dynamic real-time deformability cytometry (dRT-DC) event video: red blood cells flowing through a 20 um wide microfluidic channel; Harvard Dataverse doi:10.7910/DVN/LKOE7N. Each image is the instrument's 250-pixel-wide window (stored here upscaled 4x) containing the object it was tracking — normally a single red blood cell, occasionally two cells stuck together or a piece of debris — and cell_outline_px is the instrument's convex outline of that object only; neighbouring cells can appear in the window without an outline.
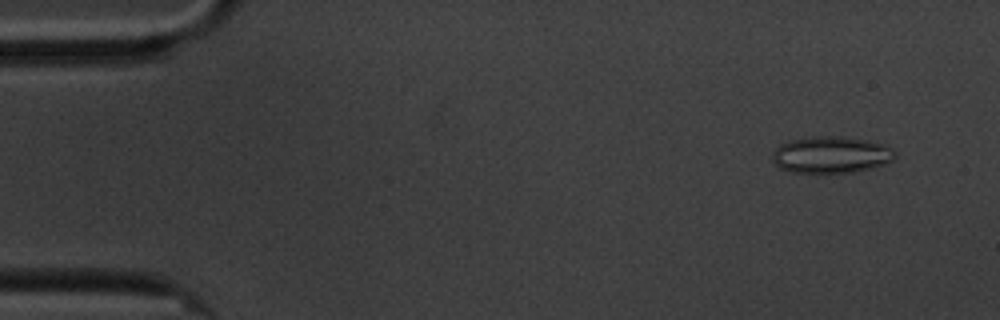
{"species": "common noctule bat (a hibernating species)", "species_latin": "Nyctalus noctula", "temperature_condition": "cold", "stored_images_in_passage": 58, "camera_frame_rate_fps": 3000, "um_per_image_px": 0.085, "animal": {"sex": "male", "body_mass_g": 20.1, "forearm_length_mm": 53.5}, "frame": {"image": 1, "passage_image": 4, "time_ms": 1.0, "image_size_px": [1000, 320], "cell_outline_px": [[896, 156], [892, 160], [884, 164], [856, 172], [792, 172], [780, 168], [772, 160], [772, 152], [780, 144], [788, 140], [812, 136], [844, 136], [868, 140], [880, 144], [896, 152]], "centroid_in_image_um": [70.6, 13.14], "position_along_channel_um": 14.4, "area_um2": 26.18}}
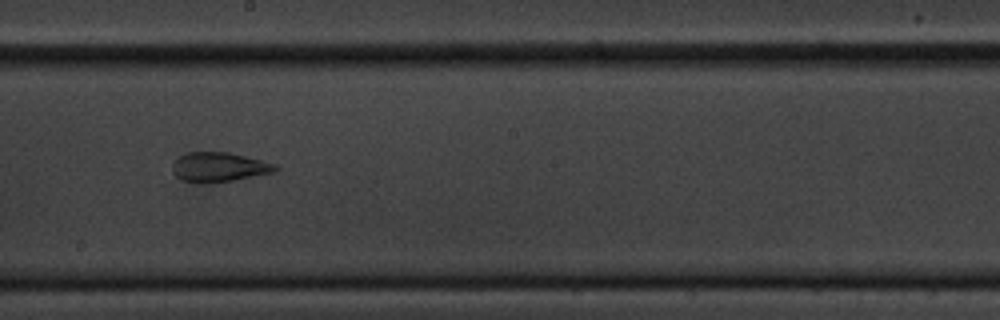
{"frame": {"image": 2, "passage_image": 32, "time_ms": 10.333, "image_size_px": [1000, 320], "cell_outline_px": [[280, 168], [272, 172], [236, 180], [208, 184], [196, 184], [184, 180], [176, 176], [172, 172], [172, 164], [180, 156], [188, 152], [228, 152], [276, 164]], "centroid_in_image_um": [18.58, 14.22], "position_along_channel_um": 229.6, "area_um2": 17.8}}
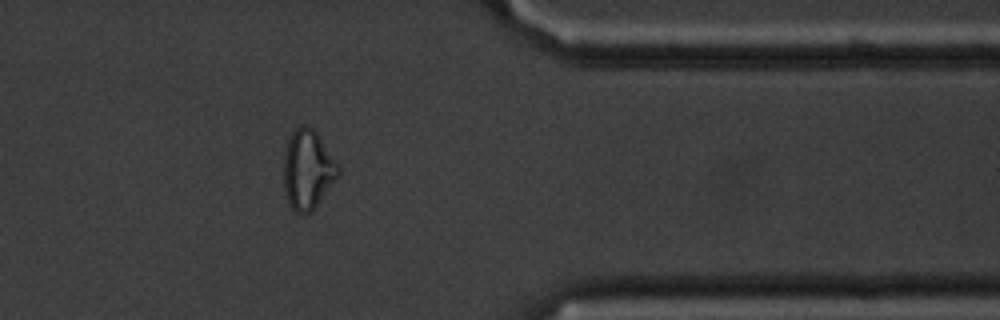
{"frame": {"image": 3, "passage_image": 47, "time_ms": 15.333, "image_size_px": [1000, 320], "cell_outline_px": [[340, 176], [312, 212], [304, 216], [296, 212], [288, 204], [284, 188], [284, 152], [288, 140], [292, 132], [300, 124], [304, 124], [312, 128], [316, 132], [340, 164]], "centroid_in_image_um": [26.18, 14.44], "position_along_channel_um": 385.2, "area_um2": 25.84}, "authors_computed_cell_mechanics": {"area_um2": 24.2471, "velocity_mm_per_s": 3.4102, "shape_relaxation_time_tau1_ms": null, "shape_relaxation_time_tau2_ms": 1.4161, "deformation_change_tau1": null, "deformation_change_tau2": 0.0817}}